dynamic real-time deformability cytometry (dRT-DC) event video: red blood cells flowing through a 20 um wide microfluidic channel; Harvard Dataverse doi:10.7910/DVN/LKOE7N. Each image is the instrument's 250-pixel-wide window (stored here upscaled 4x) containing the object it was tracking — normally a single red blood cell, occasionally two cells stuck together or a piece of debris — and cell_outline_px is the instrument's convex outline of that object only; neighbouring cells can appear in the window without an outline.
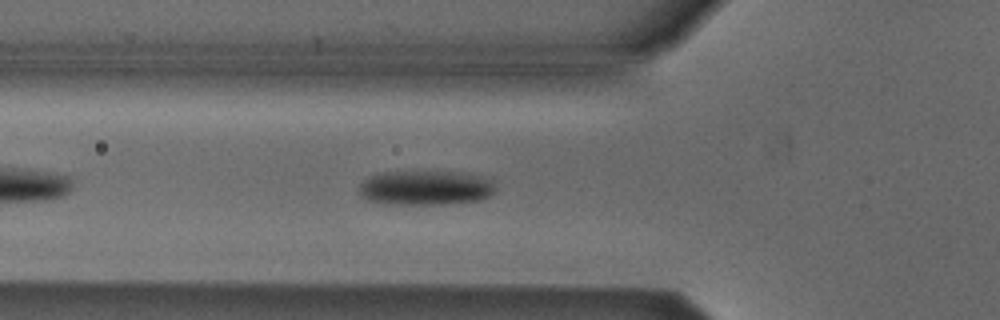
{"species": "Egyptian fruit bat (a non-hibernating species)", "species_latin": "Rousettus aegyptiacus", "temperature_condition": "cold", "stored_images_in_passage": 34, "camera_frame_rate_fps": 3000, "um_per_image_px": 0.085, "animal": {"sex": "male"}, "frame": {"image": 1, "passage_image": 6, "time_ms": 1.667, "image_size_px": [1000, 320], "cell_outline_px": [[496, 188], [484, 200], [448, 204], [384, 204], [368, 200], [360, 192], [360, 184], [368, 176], [384, 172], [472, 172], [492, 176], [496, 180]], "centroid_in_image_um": [36.32, 15.95], "position_along_channel_um": 89.5, "area_um2": 28.21}}
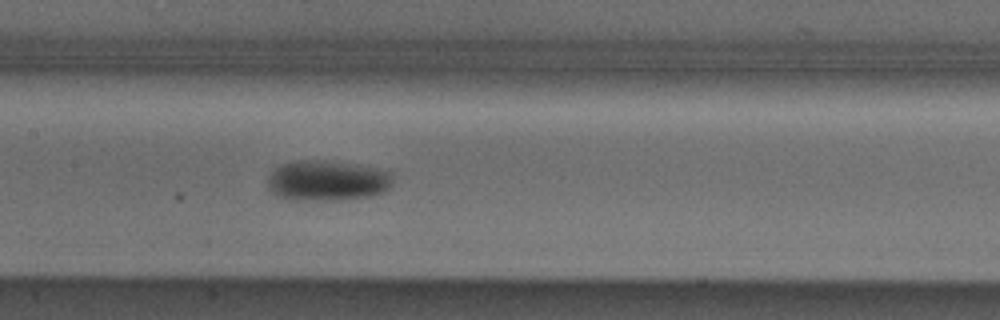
{"frame": {"image": 2, "passage_image": 13, "time_ms": 4.0, "image_size_px": [1000, 320], "cell_outline_px": [[392, 184], [384, 192], [368, 196], [340, 200], [288, 200], [276, 196], [268, 188], [268, 176], [280, 164], [296, 160], [316, 160], [376, 168], [392, 172]], "centroid_in_image_um": [27.77, 15.37], "position_along_channel_um": 179.6, "area_um2": 29.42}}
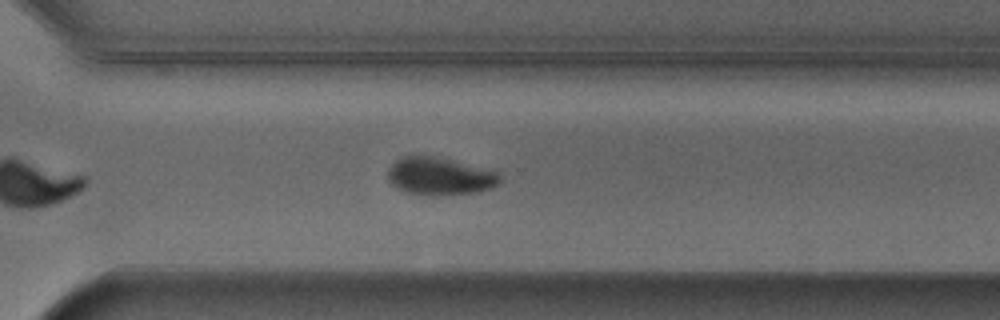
{"frame": {"image": 3, "passage_image": 25, "time_ms": 8.0, "image_size_px": [1000, 320], "cell_outline_px": [[500, 180], [492, 188], [480, 192], [440, 196], [424, 196], [408, 192], [392, 184], [388, 180], [388, 168], [396, 160], [404, 156], [428, 156], [448, 160], [496, 172], [500, 176]], "centroid_in_image_um": [37.34, 15.02], "position_along_channel_um": 333.3, "area_um2": 24.16}, "authors_computed_cell_mechanics": {"area_um2": 27.5417, "velocity_mm_per_s": 3.8471, "shape_relaxation_time_tau1_ms": 2.9815, "shape_relaxation_time_tau2_ms": null, "deformation_change_tau1": 0.096, "deformation_change_tau2": null}}